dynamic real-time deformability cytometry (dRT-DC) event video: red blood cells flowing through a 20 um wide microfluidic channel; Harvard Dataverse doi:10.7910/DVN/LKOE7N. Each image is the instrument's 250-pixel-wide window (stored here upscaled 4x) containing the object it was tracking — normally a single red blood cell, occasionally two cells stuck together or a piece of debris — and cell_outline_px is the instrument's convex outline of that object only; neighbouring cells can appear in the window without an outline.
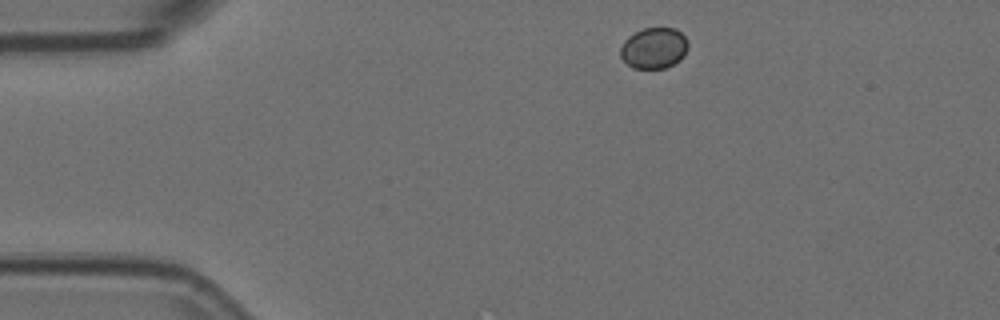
{"species": "Egyptian fruit bat (a non-hibernating species)", "species_latin": "Rousettus aegyptiacus", "temperature_condition": "room temperature", "stored_images_in_passage": 4, "camera_frame_rate_fps": 3000, "um_per_image_px": 0.085, "animal": {"sex": "female"}, "frame": {"image": 1, "passage_image": 1, "time_ms": 0.0, "image_size_px": [1000, 320], "cell_outline_px": [[688, 48], [684, 56], [680, 60], [664, 68], [632, 68], [620, 56], [620, 48], [624, 40], [628, 36], [644, 28], [676, 28], [688, 40]], "centroid_in_image_um": [55.59, 4.08], "position_along_channel_um": 29.4, "area_um2": 16.18}}
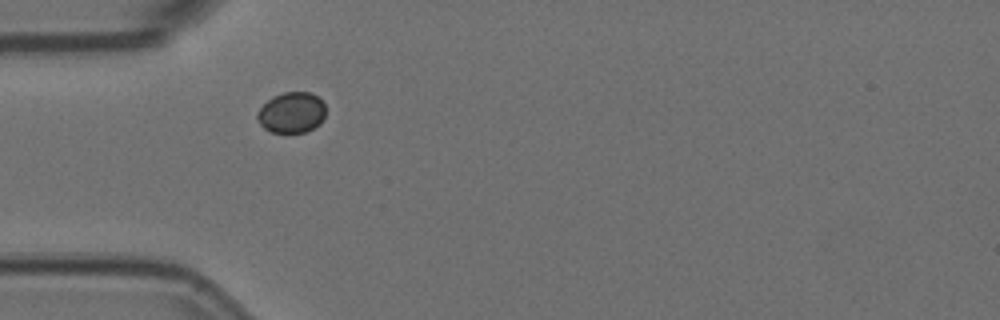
{"frame": {"image": 2, "passage_image": 3, "time_ms": 0.667, "image_size_px": [1000, 320], "cell_outline_px": [[324, 116], [320, 124], [304, 132], [272, 132], [264, 128], [260, 124], [256, 116], [256, 112], [272, 96], [284, 92], [312, 92], [324, 104]], "centroid_in_image_um": [24.76, 9.56], "position_along_channel_um": 60.2, "area_um2": 16.13}}
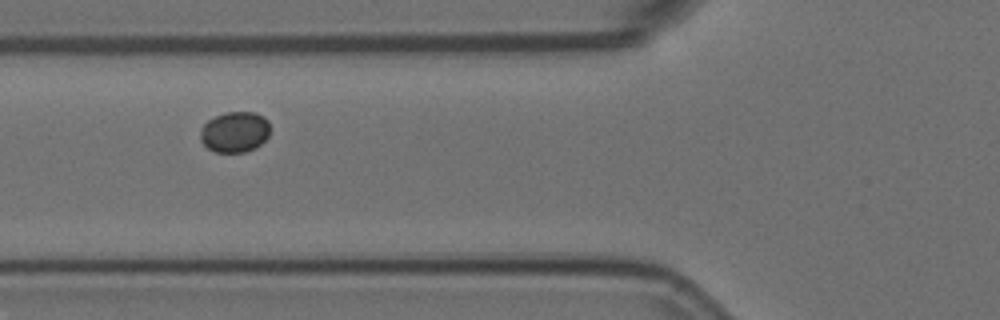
{"frame": {"image": 3, "passage_image": 4, "time_ms": 1.0, "image_size_px": [1000, 320], "cell_outline_px": [[268, 136], [256, 148], [244, 152], [216, 152], [208, 148], [200, 140], [200, 128], [208, 120], [224, 112], [256, 112], [264, 116], [268, 120]], "centroid_in_image_um": [19.94, 11.21], "position_along_channel_um": 105.9, "area_um2": 16.59}}